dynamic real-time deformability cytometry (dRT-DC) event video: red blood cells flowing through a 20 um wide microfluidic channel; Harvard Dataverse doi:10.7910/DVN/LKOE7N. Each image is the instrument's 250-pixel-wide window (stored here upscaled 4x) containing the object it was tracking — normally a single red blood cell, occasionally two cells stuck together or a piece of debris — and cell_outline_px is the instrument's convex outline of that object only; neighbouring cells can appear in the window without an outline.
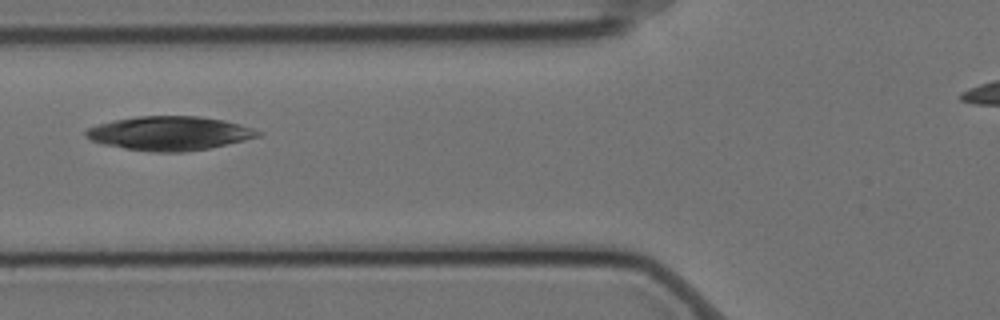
{"species": "Egyptian fruit bat (a non-hibernating species)", "species_latin": "Rousettus aegyptiacus", "temperature_condition": "cold", "stored_images_in_passage": 8, "camera_frame_rate_fps": 3000, "um_per_image_px": 0.085, "animal": {"sex": "female"}, "frame": {"image": 1, "passage_image": 4, "time_ms": 1.0, "image_size_px": [1000, 320], "cell_outline_px": [[264, 132], [260, 136], [244, 140], [208, 148], [184, 152], [152, 152], [124, 148], [104, 144], [92, 140], [84, 136], [84, 132], [88, 128], [112, 120], [140, 116], [200, 116], [224, 120], [240, 124]], "centroid_in_image_um": [14.42, 11.33], "position_along_channel_um": 111.4, "area_um2": 33.99}}
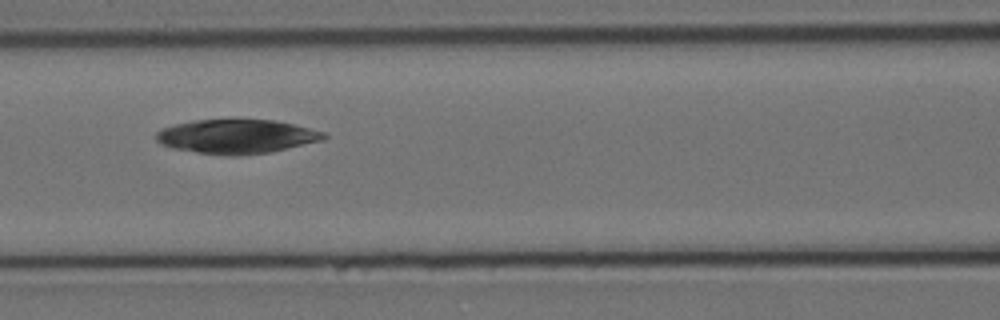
{"frame": {"image": 2, "passage_image": 5, "time_ms": 1.333, "image_size_px": [1000, 320], "cell_outline_px": [[328, 136], [324, 140], [272, 152], [236, 156], [232, 156], [196, 152], [172, 148], [160, 144], [156, 140], [156, 132], [164, 128], [176, 124], [196, 120], [276, 120], [324, 132]], "centroid_in_image_um": [20.13, 11.61], "position_along_channel_um": 146.5, "area_um2": 33.23}}
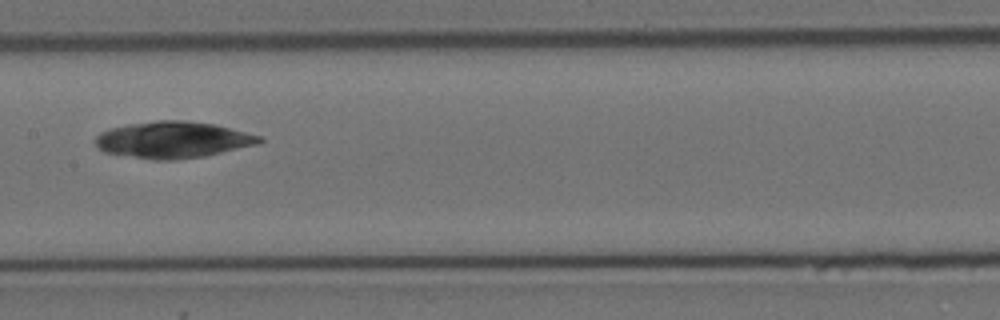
{"frame": {"image": 3, "passage_image": 6, "time_ms": 1.667, "image_size_px": [1000, 320], "cell_outline_px": [[264, 140], [260, 144], [204, 156], [176, 160], [152, 160], [104, 152], [96, 144], [96, 136], [100, 132], [112, 128], [128, 124], [156, 120], [180, 120], [212, 124], [264, 136]], "centroid_in_image_um": [14.73, 11.89], "position_along_channel_um": 192.7, "area_um2": 34.91}}